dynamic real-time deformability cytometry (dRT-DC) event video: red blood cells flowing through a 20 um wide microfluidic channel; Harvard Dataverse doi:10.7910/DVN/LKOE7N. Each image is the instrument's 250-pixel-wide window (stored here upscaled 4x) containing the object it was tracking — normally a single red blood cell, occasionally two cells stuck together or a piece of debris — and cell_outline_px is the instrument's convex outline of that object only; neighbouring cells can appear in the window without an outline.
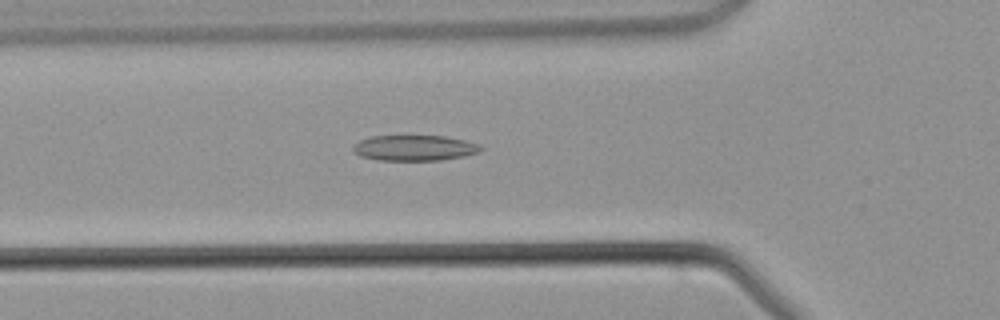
{"species": "common noctule bat (a hibernating species)", "species_latin": "Nyctalus noctula", "temperature_condition": "warm", "stored_images_in_passage": 43, "camera_frame_rate_fps": 3000, "um_per_image_px": 0.085, "animal": {"sex": "male", "body_mass_g": 21.5, "forearm_length_mm": 52.0}, "frame": {"image": 1, "passage_image": 14, "time_ms": 4.333, "image_size_px": [1000, 320], "cell_outline_px": [[484, 148], [476, 152], [464, 156], [440, 160], [380, 160], [360, 156], [352, 152], [352, 148], [360, 140], [372, 136], [444, 136], [464, 140], [476, 144]], "centroid_in_image_um": [35.18, 12.57], "position_along_channel_um": 90.6, "area_um2": 18.79}}
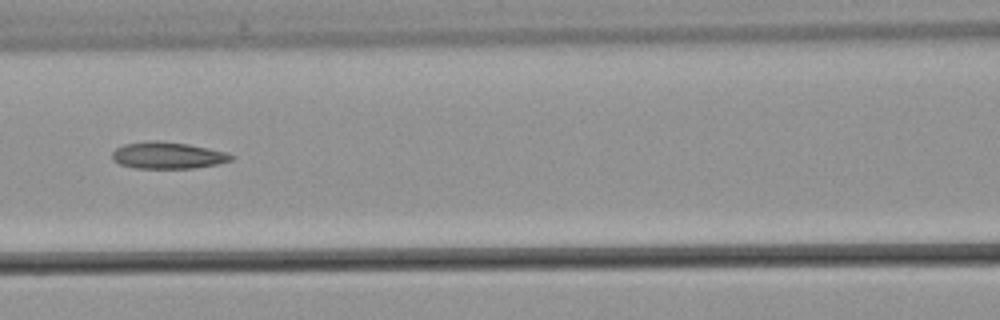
{"frame": {"image": 2, "passage_image": 18, "time_ms": 5.667, "image_size_px": [1000, 320], "cell_outline_px": [[236, 156], [232, 160], [216, 164], [192, 168], [136, 168], [120, 164], [112, 160], [112, 152], [116, 148], [124, 144], [148, 140], [156, 140], [188, 144], [208, 148], [224, 152]], "centroid_in_image_um": [14.23, 13.2], "position_along_channel_um": 152.4, "area_um2": 18.5}}
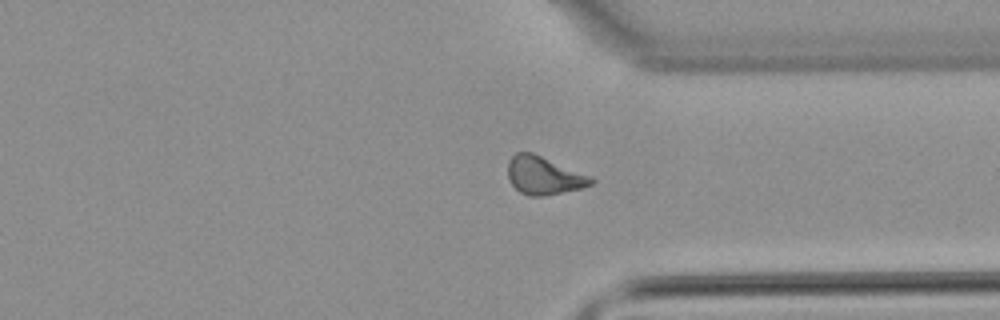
{"frame": {"image": 3, "passage_image": 32, "time_ms": 10.333, "image_size_px": [1000, 320], "cell_outline_px": [[596, 180], [592, 184], [580, 188], [544, 196], [528, 196], [520, 192], [508, 180], [508, 160], [516, 152], [532, 152], [588, 176]], "centroid_in_image_um": [46.16, 14.92], "position_along_channel_um": 365.2, "area_um2": 18.09}}